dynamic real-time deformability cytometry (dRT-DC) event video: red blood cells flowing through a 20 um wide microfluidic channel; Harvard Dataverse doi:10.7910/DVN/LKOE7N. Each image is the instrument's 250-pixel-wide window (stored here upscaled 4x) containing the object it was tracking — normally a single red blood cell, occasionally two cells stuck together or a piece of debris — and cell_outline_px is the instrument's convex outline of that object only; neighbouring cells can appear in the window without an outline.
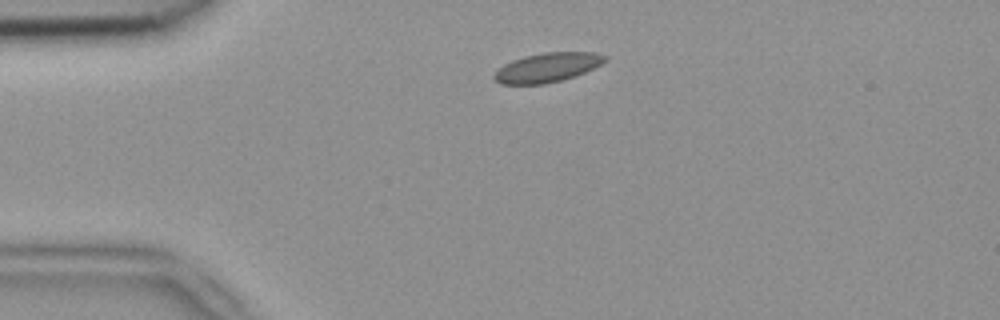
{"species": "common noctule bat (a hibernating species)", "species_latin": "Nyctalus noctula", "temperature_condition": "room temperature", "stored_images_in_passage": 1, "camera_frame_rate_fps": 3000, "um_per_image_px": 0.085, "animal": {"sex": "female", "body_mass_g": 18.4}, "frame": {"image": 1, "passage_image": 1, "time_ms": 0.0, "image_size_px": [1000, 320], "cell_outline_px": [[608, 60], [584, 72], [560, 80], [544, 84], [500, 84], [492, 76], [504, 64], [512, 60], [524, 56], [544, 52], [596, 52], [608, 56]], "centroid_in_image_um": [46.53, 5.72], "position_along_channel_um": 38.5, "area_um2": 18.73}}